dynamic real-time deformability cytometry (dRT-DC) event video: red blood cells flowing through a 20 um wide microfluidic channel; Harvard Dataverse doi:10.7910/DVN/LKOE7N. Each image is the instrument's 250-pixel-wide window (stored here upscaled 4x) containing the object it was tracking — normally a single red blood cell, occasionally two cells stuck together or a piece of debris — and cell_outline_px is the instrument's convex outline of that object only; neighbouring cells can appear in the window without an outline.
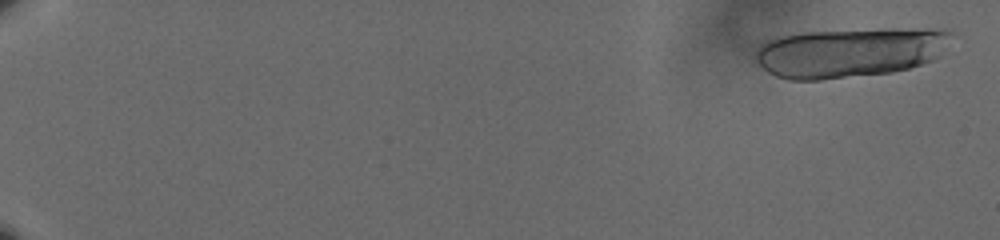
{"species": "human", "species_latin": "Homo sapiens", "temperature_condition": "cold", "stored_images_in_passage": 26, "camera_frame_rate_fps": 3000, "um_per_image_px": 0.085, "donor": {"sex": "male"}, "frame": {"image": 1, "passage_image": 2, "time_ms": 0.333, "image_size_px": [1000, 240], "cell_outline_px": [[952, 32], [940, 56], [932, 60], [908, 68], [892, 72], [820, 80], [788, 80], [776, 76], [768, 72], [752, 56], [760, 44], [776, 36], [800, 32], [892, 28], [948, 28]], "centroid_in_image_um": [72.21, 4.44], "position_along_channel_um": 12.8, "area_um2": 57.28}}
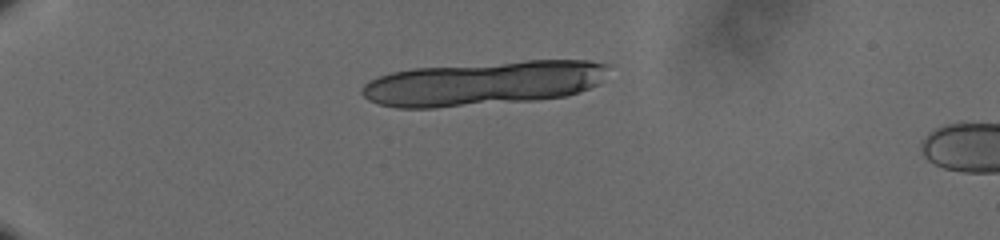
{"frame": {"image": 2, "passage_image": 17, "time_ms": 5.333, "image_size_px": [1000, 240], "cell_outline_px": [[608, 64], [604, 80], [600, 84], [580, 92], [568, 96], [536, 100], [436, 108], [396, 108], [380, 104], [368, 100], [360, 92], [360, 88], [368, 80], [392, 72], [412, 68], [524, 60], [588, 60]], "centroid_in_image_um": [41.1, 7.08], "position_along_channel_um": 43.9, "area_um2": 64.33}}